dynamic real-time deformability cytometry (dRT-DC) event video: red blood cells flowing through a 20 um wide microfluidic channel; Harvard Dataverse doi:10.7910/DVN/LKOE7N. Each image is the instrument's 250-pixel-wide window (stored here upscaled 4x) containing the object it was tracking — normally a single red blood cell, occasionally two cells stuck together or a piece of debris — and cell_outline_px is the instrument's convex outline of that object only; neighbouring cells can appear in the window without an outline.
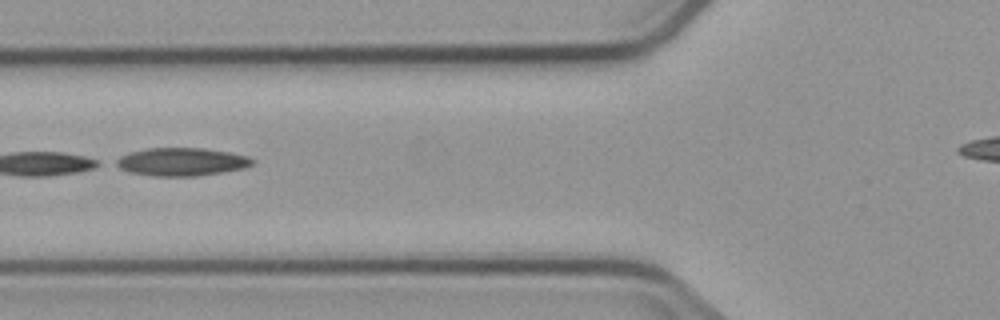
{"species": "common noctule bat (a hibernating species)", "species_latin": "Nyctalus noctula", "temperature_condition": "cold", "stored_images_in_passage": 10, "segment_of_instrument_passage": [1, 2], "camera_frame_rate_fps": 3000, "um_per_image_px": 0.085, "animal": {"sex": "male", "body_mass_g": 23.1, "forearm_length_mm": 52.7}, "frame": {"image": 1, "passage_image": 5, "time_ms": 4.667, "image_size_px": [1000, 320], "cell_outline_px": [[256, 160], [252, 164], [244, 168], [196, 176], [156, 176], [128, 172], [112, 164], [112, 160], [128, 152], [148, 148], [204, 148], [232, 152], [248, 156]], "centroid_in_image_um": [15.39, 13.74], "position_along_channel_um": 110.4, "area_um2": 22.54}}
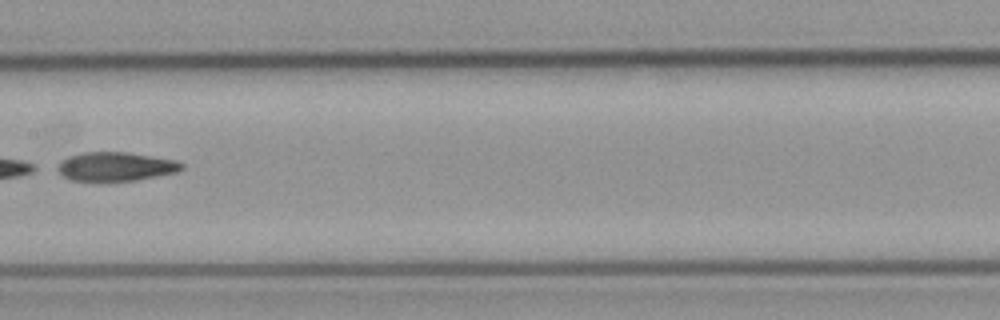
{"frame": {"image": 2, "passage_image": 7, "time_ms": 7.0, "image_size_px": [1000, 320], "cell_outline_px": [[184, 168], [176, 172], [136, 180], [100, 184], [96, 184], [72, 180], [64, 176], [52, 168], [60, 160], [68, 156], [84, 152], [128, 152], [176, 160], [184, 164]], "centroid_in_image_um": [9.73, 14.19], "position_along_channel_um": 197.7, "area_um2": 21.91}}
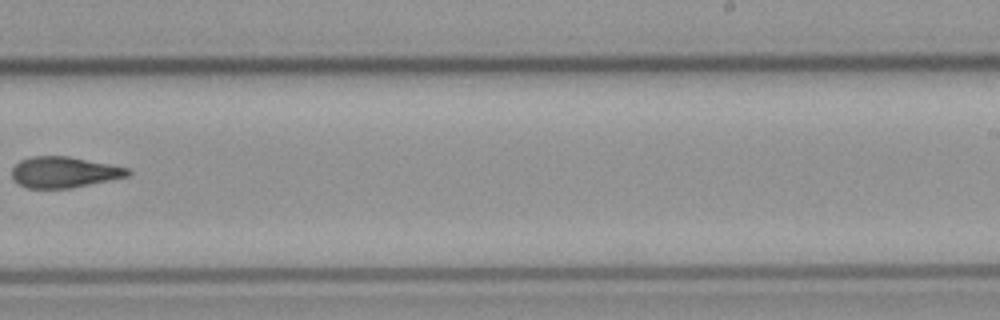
{"frame": {"image": 3, "passage_image": 9, "time_ms": 9.333, "image_size_px": [1000, 320], "cell_outline_px": [[132, 172], [128, 176], [72, 188], [28, 188], [20, 184], [12, 176], [12, 168], [20, 160], [32, 156], [68, 156], [128, 168]], "centroid_in_image_um": [5.44, 14.63], "position_along_channel_um": 283.6, "area_um2": 20.69}}